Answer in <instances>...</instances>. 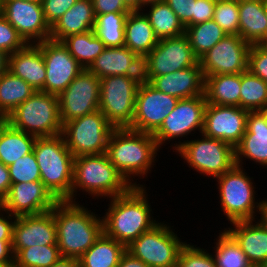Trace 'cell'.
<instances>
[{
    "label": "cell",
    "instance_id": "cell-1",
    "mask_svg": "<svg viewBox=\"0 0 267 267\" xmlns=\"http://www.w3.org/2000/svg\"><path fill=\"white\" fill-rule=\"evenodd\" d=\"M146 191L145 184L132 186L125 194L109 199L107 212L102 216L106 236L127 247L159 223L153 218Z\"/></svg>",
    "mask_w": 267,
    "mask_h": 267
},
{
    "label": "cell",
    "instance_id": "cell-2",
    "mask_svg": "<svg viewBox=\"0 0 267 267\" xmlns=\"http://www.w3.org/2000/svg\"><path fill=\"white\" fill-rule=\"evenodd\" d=\"M159 150L154 136L150 133L130 128H114L108 139L106 155L131 186H143L134 182V179L148 177Z\"/></svg>",
    "mask_w": 267,
    "mask_h": 267
},
{
    "label": "cell",
    "instance_id": "cell-3",
    "mask_svg": "<svg viewBox=\"0 0 267 267\" xmlns=\"http://www.w3.org/2000/svg\"><path fill=\"white\" fill-rule=\"evenodd\" d=\"M79 202L58 201L54 206L57 246L61 257L79 259L103 233L102 217Z\"/></svg>",
    "mask_w": 267,
    "mask_h": 267
},
{
    "label": "cell",
    "instance_id": "cell-4",
    "mask_svg": "<svg viewBox=\"0 0 267 267\" xmlns=\"http://www.w3.org/2000/svg\"><path fill=\"white\" fill-rule=\"evenodd\" d=\"M131 187L109 161L106 153L75 157L71 202H77L78 190L88 193L92 198L107 197L108 200L125 194Z\"/></svg>",
    "mask_w": 267,
    "mask_h": 267
},
{
    "label": "cell",
    "instance_id": "cell-5",
    "mask_svg": "<svg viewBox=\"0 0 267 267\" xmlns=\"http://www.w3.org/2000/svg\"><path fill=\"white\" fill-rule=\"evenodd\" d=\"M41 181L58 201L71 202L75 157L63 136L37 137L33 146Z\"/></svg>",
    "mask_w": 267,
    "mask_h": 267
},
{
    "label": "cell",
    "instance_id": "cell-6",
    "mask_svg": "<svg viewBox=\"0 0 267 267\" xmlns=\"http://www.w3.org/2000/svg\"><path fill=\"white\" fill-rule=\"evenodd\" d=\"M8 123L36 137H52L62 132L58 96L35 91L9 115Z\"/></svg>",
    "mask_w": 267,
    "mask_h": 267
},
{
    "label": "cell",
    "instance_id": "cell-7",
    "mask_svg": "<svg viewBox=\"0 0 267 267\" xmlns=\"http://www.w3.org/2000/svg\"><path fill=\"white\" fill-rule=\"evenodd\" d=\"M243 166L234 165L230 170L215 178L219 189L221 211L230 223L255 220L263 200L255 201L254 180L244 171ZM256 217V218H255Z\"/></svg>",
    "mask_w": 267,
    "mask_h": 267
},
{
    "label": "cell",
    "instance_id": "cell-8",
    "mask_svg": "<svg viewBox=\"0 0 267 267\" xmlns=\"http://www.w3.org/2000/svg\"><path fill=\"white\" fill-rule=\"evenodd\" d=\"M201 138L178 141L171 145L173 152L187 162L188 167L201 175L215 178L230 170L235 163V148L220 139L200 134ZM203 136V137H202Z\"/></svg>",
    "mask_w": 267,
    "mask_h": 267
},
{
    "label": "cell",
    "instance_id": "cell-9",
    "mask_svg": "<svg viewBox=\"0 0 267 267\" xmlns=\"http://www.w3.org/2000/svg\"><path fill=\"white\" fill-rule=\"evenodd\" d=\"M142 76H106L100 78L99 110L114 128L132 124L136 94Z\"/></svg>",
    "mask_w": 267,
    "mask_h": 267
},
{
    "label": "cell",
    "instance_id": "cell-10",
    "mask_svg": "<svg viewBox=\"0 0 267 267\" xmlns=\"http://www.w3.org/2000/svg\"><path fill=\"white\" fill-rule=\"evenodd\" d=\"M180 239L173 226L159 221L128 245L126 250L149 267H176L180 250L186 244Z\"/></svg>",
    "mask_w": 267,
    "mask_h": 267
},
{
    "label": "cell",
    "instance_id": "cell-11",
    "mask_svg": "<svg viewBox=\"0 0 267 267\" xmlns=\"http://www.w3.org/2000/svg\"><path fill=\"white\" fill-rule=\"evenodd\" d=\"M114 127L100 110L62 125L61 135L74 157L106 153Z\"/></svg>",
    "mask_w": 267,
    "mask_h": 267
},
{
    "label": "cell",
    "instance_id": "cell-12",
    "mask_svg": "<svg viewBox=\"0 0 267 267\" xmlns=\"http://www.w3.org/2000/svg\"><path fill=\"white\" fill-rule=\"evenodd\" d=\"M198 62L185 34L159 39L142 59V80L150 82L154 77L195 66Z\"/></svg>",
    "mask_w": 267,
    "mask_h": 267
},
{
    "label": "cell",
    "instance_id": "cell-13",
    "mask_svg": "<svg viewBox=\"0 0 267 267\" xmlns=\"http://www.w3.org/2000/svg\"><path fill=\"white\" fill-rule=\"evenodd\" d=\"M62 124L99 110L100 78L84 69L58 95Z\"/></svg>",
    "mask_w": 267,
    "mask_h": 267
},
{
    "label": "cell",
    "instance_id": "cell-14",
    "mask_svg": "<svg viewBox=\"0 0 267 267\" xmlns=\"http://www.w3.org/2000/svg\"><path fill=\"white\" fill-rule=\"evenodd\" d=\"M207 106L205 95L179 99L174 110L164 119L161 126L152 134L158 147L166 141L180 140L196 130L202 133L204 114Z\"/></svg>",
    "mask_w": 267,
    "mask_h": 267
},
{
    "label": "cell",
    "instance_id": "cell-15",
    "mask_svg": "<svg viewBox=\"0 0 267 267\" xmlns=\"http://www.w3.org/2000/svg\"><path fill=\"white\" fill-rule=\"evenodd\" d=\"M178 101V98L162 93L142 80L137 90L135 112L129 128L153 134L174 110Z\"/></svg>",
    "mask_w": 267,
    "mask_h": 267
},
{
    "label": "cell",
    "instance_id": "cell-16",
    "mask_svg": "<svg viewBox=\"0 0 267 267\" xmlns=\"http://www.w3.org/2000/svg\"><path fill=\"white\" fill-rule=\"evenodd\" d=\"M46 67L42 92L59 95L84 70L62 41L47 39L37 43Z\"/></svg>",
    "mask_w": 267,
    "mask_h": 267
},
{
    "label": "cell",
    "instance_id": "cell-17",
    "mask_svg": "<svg viewBox=\"0 0 267 267\" xmlns=\"http://www.w3.org/2000/svg\"><path fill=\"white\" fill-rule=\"evenodd\" d=\"M250 44L239 35H227L199 58L205 76L237 74L248 70Z\"/></svg>",
    "mask_w": 267,
    "mask_h": 267
},
{
    "label": "cell",
    "instance_id": "cell-18",
    "mask_svg": "<svg viewBox=\"0 0 267 267\" xmlns=\"http://www.w3.org/2000/svg\"><path fill=\"white\" fill-rule=\"evenodd\" d=\"M2 16L18 31L27 44L50 39L41 3L21 0H2Z\"/></svg>",
    "mask_w": 267,
    "mask_h": 267
},
{
    "label": "cell",
    "instance_id": "cell-19",
    "mask_svg": "<svg viewBox=\"0 0 267 267\" xmlns=\"http://www.w3.org/2000/svg\"><path fill=\"white\" fill-rule=\"evenodd\" d=\"M248 112L238 106L207 103L202 135L220 139L235 148L246 132Z\"/></svg>",
    "mask_w": 267,
    "mask_h": 267
},
{
    "label": "cell",
    "instance_id": "cell-20",
    "mask_svg": "<svg viewBox=\"0 0 267 267\" xmlns=\"http://www.w3.org/2000/svg\"><path fill=\"white\" fill-rule=\"evenodd\" d=\"M57 202L42 181H31L12 183L0 207L17 217L50 211Z\"/></svg>",
    "mask_w": 267,
    "mask_h": 267
},
{
    "label": "cell",
    "instance_id": "cell-21",
    "mask_svg": "<svg viewBox=\"0 0 267 267\" xmlns=\"http://www.w3.org/2000/svg\"><path fill=\"white\" fill-rule=\"evenodd\" d=\"M36 245H57L54 208L40 214L17 216L13 227L12 249L20 250Z\"/></svg>",
    "mask_w": 267,
    "mask_h": 267
},
{
    "label": "cell",
    "instance_id": "cell-22",
    "mask_svg": "<svg viewBox=\"0 0 267 267\" xmlns=\"http://www.w3.org/2000/svg\"><path fill=\"white\" fill-rule=\"evenodd\" d=\"M246 158L267 168V123L259 111L248 112L246 132L235 147L236 165L242 167Z\"/></svg>",
    "mask_w": 267,
    "mask_h": 267
},
{
    "label": "cell",
    "instance_id": "cell-23",
    "mask_svg": "<svg viewBox=\"0 0 267 267\" xmlns=\"http://www.w3.org/2000/svg\"><path fill=\"white\" fill-rule=\"evenodd\" d=\"M88 70L98 78L106 76H142V59L126 46L106 47Z\"/></svg>",
    "mask_w": 267,
    "mask_h": 267
},
{
    "label": "cell",
    "instance_id": "cell-24",
    "mask_svg": "<svg viewBox=\"0 0 267 267\" xmlns=\"http://www.w3.org/2000/svg\"><path fill=\"white\" fill-rule=\"evenodd\" d=\"M149 83L162 93L187 99L204 95L205 77L198 62L195 66L154 77Z\"/></svg>",
    "mask_w": 267,
    "mask_h": 267
},
{
    "label": "cell",
    "instance_id": "cell-25",
    "mask_svg": "<svg viewBox=\"0 0 267 267\" xmlns=\"http://www.w3.org/2000/svg\"><path fill=\"white\" fill-rule=\"evenodd\" d=\"M256 223V224H255ZM224 228L238 243L254 267L267 264V229L256 220L237 221Z\"/></svg>",
    "mask_w": 267,
    "mask_h": 267
},
{
    "label": "cell",
    "instance_id": "cell-26",
    "mask_svg": "<svg viewBox=\"0 0 267 267\" xmlns=\"http://www.w3.org/2000/svg\"><path fill=\"white\" fill-rule=\"evenodd\" d=\"M6 69L27 82L35 91L44 88L46 67L42 51L37 44H27L24 48L9 54Z\"/></svg>",
    "mask_w": 267,
    "mask_h": 267
},
{
    "label": "cell",
    "instance_id": "cell-27",
    "mask_svg": "<svg viewBox=\"0 0 267 267\" xmlns=\"http://www.w3.org/2000/svg\"><path fill=\"white\" fill-rule=\"evenodd\" d=\"M239 36L247 43L267 45L266 0H238Z\"/></svg>",
    "mask_w": 267,
    "mask_h": 267
},
{
    "label": "cell",
    "instance_id": "cell-28",
    "mask_svg": "<svg viewBox=\"0 0 267 267\" xmlns=\"http://www.w3.org/2000/svg\"><path fill=\"white\" fill-rule=\"evenodd\" d=\"M95 18L92 0H77L51 27L50 39L62 41L69 35L93 30Z\"/></svg>",
    "mask_w": 267,
    "mask_h": 267
},
{
    "label": "cell",
    "instance_id": "cell-29",
    "mask_svg": "<svg viewBox=\"0 0 267 267\" xmlns=\"http://www.w3.org/2000/svg\"><path fill=\"white\" fill-rule=\"evenodd\" d=\"M148 18L142 11H130L125 23V44L143 59L158 43Z\"/></svg>",
    "mask_w": 267,
    "mask_h": 267
},
{
    "label": "cell",
    "instance_id": "cell-30",
    "mask_svg": "<svg viewBox=\"0 0 267 267\" xmlns=\"http://www.w3.org/2000/svg\"><path fill=\"white\" fill-rule=\"evenodd\" d=\"M241 73L205 76L206 102L240 107Z\"/></svg>",
    "mask_w": 267,
    "mask_h": 267
},
{
    "label": "cell",
    "instance_id": "cell-31",
    "mask_svg": "<svg viewBox=\"0 0 267 267\" xmlns=\"http://www.w3.org/2000/svg\"><path fill=\"white\" fill-rule=\"evenodd\" d=\"M126 247L104 233L78 259L79 267H117Z\"/></svg>",
    "mask_w": 267,
    "mask_h": 267
},
{
    "label": "cell",
    "instance_id": "cell-32",
    "mask_svg": "<svg viewBox=\"0 0 267 267\" xmlns=\"http://www.w3.org/2000/svg\"><path fill=\"white\" fill-rule=\"evenodd\" d=\"M141 11L148 18L158 39L178 37L185 34V27L164 1L147 5Z\"/></svg>",
    "mask_w": 267,
    "mask_h": 267
},
{
    "label": "cell",
    "instance_id": "cell-33",
    "mask_svg": "<svg viewBox=\"0 0 267 267\" xmlns=\"http://www.w3.org/2000/svg\"><path fill=\"white\" fill-rule=\"evenodd\" d=\"M36 136L12 127L9 123L0 134V161L7 167L33 151Z\"/></svg>",
    "mask_w": 267,
    "mask_h": 267
},
{
    "label": "cell",
    "instance_id": "cell-34",
    "mask_svg": "<svg viewBox=\"0 0 267 267\" xmlns=\"http://www.w3.org/2000/svg\"><path fill=\"white\" fill-rule=\"evenodd\" d=\"M34 92L27 82L5 69L0 73V113L8 116Z\"/></svg>",
    "mask_w": 267,
    "mask_h": 267
},
{
    "label": "cell",
    "instance_id": "cell-35",
    "mask_svg": "<svg viewBox=\"0 0 267 267\" xmlns=\"http://www.w3.org/2000/svg\"><path fill=\"white\" fill-rule=\"evenodd\" d=\"M62 43L83 69H88L106 48L94 30L69 35L62 40Z\"/></svg>",
    "mask_w": 267,
    "mask_h": 267
},
{
    "label": "cell",
    "instance_id": "cell-36",
    "mask_svg": "<svg viewBox=\"0 0 267 267\" xmlns=\"http://www.w3.org/2000/svg\"><path fill=\"white\" fill-rule=\"evenodd\" d=\"M185 35L198 59L227 36L213 19L185 27Z\"/></svg>",
    "mask_w": 267,
    "mask_h": 267
},
{
    "label": "cell",
    "instance_id": "cell-37",
    "mask_svg": "<svg viewBox=\"0 0 267 267\" xmlns=\"http://www.w3.org/2000/svg\"><path fill=\"white\" fill-rule=\"evenodd\" d=\"M129 13L95 15L94 33L106 47H122L125 44V23Z\"/></svg>",
    "mask_w": 267,
    "mask_h": 267
},
{
    "label": "cell",
    "instance_id": "cell-38",
    "mask_svg": "<svg viewBox=\"0 0 267 267\" xmlns=\"http://www.w3.org/2000/svg\"><path fill=\"white\" fill-rule=\"evenodd\" d=\"M218 234L216 246L212 247L215 249L212 255L217 267H254L238 243L226 230H220Z\"/></svg>",
    "mask_w": 267,
    "mask_h": 267
},
{
    "label": "cell",
    "instance_id": "cell-39",
    "mask_svg": "<svg viewBox=\"0 0 267 267\" xmlns=\"http://www.w3.org/2000/svg\"><path fill=\"white\" fill-rule=\"evenodd\" d=\"M267 104V82L249 70L241 73L240 107L247 111H259Z\"/></svg>",
    "mask_w": 267,
    "mask_h": 267
},
{
    "label": "cell",
    "instance_id": "cell-40",
    "mask_svg": "<svg viewBox=\"0 0 267 267\" xmlns=\"http://www.w3.org/2000/svg\"><path fill=\"white\" fill-rule=\"evenodd\" d=\"M61 258L57 245H36L14 255L16 267H50Z\"/></svg>",
    "mask_w": 267,
    "mask_h": 267
},
{
    "label": "cell",
    "instance_id": "cell-41",
    "mask_svg": "<svg viewBox=\"0 0 267 267\" xmlns=\"http://www.w3.org/2000/svg\"><path fill=\"white\" fill-rule=\"evenodd\" d=\"M213 20L226 35H239L238 0H216Z\"/></svg>",
    "mask_w": 267,
    "mask_h": 267
},
{
    "label": "cell",
    "instance_id": "cell-42",
    "mask_svg": "<svg viewBox=\"0 0 267 267\" xmlns=\"http://www.w3.org/2000/svg\"><path fill=\"white\" fill-rule=\"evenodd\" d=\"M11 183L41 181L39 166L34 152L18 158L8 166Z\"/></svg>",
    "mask_w": 267,
    "mask_h": 267
},
{
    "label": "cell",
    "instance_id": "cell-43",
    "mask_svg": "<svg viewBox=\"0 0 267 267\" xmlns=\"http://www.w3.org/2000/svg\"><path fill=\"white\" fill-rule=\"evenodd\" d=\"M187 243L181 248L176 267H217L212 253Z\"/></svg>",
    "mask_w": 267,
    "mask_h": 267
},
{
    "label": "cell",
    "instance_id": "cell-44",
    "mask_svg": "<svg viewBox=\"0 0 267 267\" xmlns=\"http://www.w3.org/2000/svg\"><path fill=\"white\" fill-rule=\"evenodd\" d=\"M27 43L18 31L1 15L0 16V52L8 56L24 48Z\"/></svg>",
    "mask_w": 267,
    "mask_h": 267
},
{
    "label": "cell",
    "instance_id": "cell-45",
    "mask_svg": "<svg viewBox=\"0 0 267 267\" xmlns=\"http://www.w3.org/2000/svg\"><path fill=\"white\" fill-rule=\"evenodd\" d=\"M248 70L267 82V45L252 44L248 52Z\"/></svg>",
    "mask_w": 267,
    "mask_h": 267
},
{
    "label": "cell",
    "instance_id": "cell-46",
    "mask_svg": "<svg viewBox=\"0 0 267 267\" xmlns=\"http://www.w3.org/2000/svg\"><path fill=\"white\" fill-rule=\"evenodd\" d=\"M77 0H42L41 5L44 17L52 27L75 3Z\"/></svg>",
    "mask_w": 267,
    "mask_h": 267
},
{
    "label": "cell",
    "instance_id": "cell-47",
    "mask_svg": "<svg viewBox=\"0 0 267 267\" xmlns=\"http://www.w3.org/2000/svg\"><path fill=\"white\" fill-rule=\"evenodd\" d=\"M194 0H164L177 15L184 27L193 26Z\"/></svg>",
    "mask_w": 267,
    "mask_h": 267
},
{
    "label": "cell",
    "instance_id": "cell-48",
    "mask_svg": "<svg viewBox=\"0 0 267 267\" xmlns=\"http://www.w3.org/2000/svg\"><path fill=\"white\" fill-rule=\"evenodd\" d=\"M216 0L193 1V25L213 19Z\"/></svg>",
    "mask_w": 267,
    "mask_h": 267
},
{
    "label": "cell",
    "instance_id": "cell-49",
    "mask_svg": "<svg viewBox=\"0 0 267 267\" xmlns=\"http://www.w3.org/2000/svg\"><path fill=\"white\" fill-rule=\"evenodd\" d=\"M95 15L107 13H129L123 0H92Z\"/></svg>",
    "mask_w": 267,
    "mask_h": 267
},
{
    "label": "cell",
    "instance_id": "cell-50",
    "mask_svg": "<svg viewBox=\"0 0 267 267\" xmlns=\"http://www.w3.org/2000/svg\"><path fill=\"white\" fill-rule=\"evenodd\" d=\"M2 213L4 215L6 213V216ZM15 219L16 216L4 211L0 207V240H12Z\"/></svg>",
    "mask_w": 267,
    "mask_h": 267
},
{
    "label": "cell",
    "instance_id": "cell-51",
    "mask_svg": "<svg viewBox=\"0 0 267 267\" xmlns=\"http://www.w3.org/2000/svg\"><path fill=\"white\" fill-rule=\"evenodd\" d=\"M11 184L8 167L0 161V203L6 197Z\"/></svg>",
    "mask_w": 267,
    "mask_h": 267
},
{
    "label": "cell",
    "instance_id": "cell-52",
    "mask_svg": "<svg viewBox=\"0 0 267 267\" xmlns=\"http://www.w3.org/2000/svg\"><path fill=\"white\" fill-rule=\"evenodd\" d=\"M14 263L12 240H0V264Z\"/></svg>",
    "mask_w": 267,
    "mask_h": 267
},
{
    "label": "cell",
    "instance_id": "cell-53",
    "mask_svg": "<svg viewBox=\"0 0 267 267\" xmlns=\"http://www.w3.org/2000/svg\"><path fill=\"white\" fill-rule=\"evenodd\" d=\"M117 267H149L127 250L122 254Z\"/></svg>",
    "mask_w": 267,
    "mask_h": 267
},
{
    "label": "cell",
    "instance_id": "cell-54",
    "mask_svg": "<svg viewBox=\"0 0 267 267\" xmlns=\"http://www.w3.org/2000/svg\"><path fill=\"white\" fill-rule=\"evenodd\" d=\"M50 267H79V260L77 258L61 257Z\"/></svg>",
    "mask_w": 267,
    "mask_h": 267
},
{
    "label": "cell",
    "instance_id": "cell-55",
    "mask_svg": "<svg viewBox=\"0 0 267 267\" xmlns=\"http://www.w3.org/2000/svg\"><path fill=\"white\" fill-rule=\"evenodd\" d=\"M260 219H256L259 221L266 229H267V199L263 200L261 208L259 210Z\"/></svg>",
    "mask_w": 267,
    "mask_h": 267
},
{
    "label": "cell",
    "instance_id": "cell-56",
    "mask_svg": "<svg viewBox=\"0 0 267 267\" xmlns=\"http://www.w3.org/2000/svg\"><path fill=\"white\" fill-rule=\"evenodd\" d=\"M130 11H141V0H123Z\"/></svg>",
    "mask_w": 267,
    "mask_h": 267
},
{
    "label": "cell",
    "instance_id": "cell-57",
    "mask_svg": "<svg viewBox=\"0 0 267 267\" xmlns=\"http://www.w3.org/2000/svg\"><path fill=\"white\" fill-rule=\"evenodd\" d=\"M7 56L0 52V73L6 69Z\"/></svg>",
    "mask_w": 267,
    "mask_h": 267
},
{
    "label": "cell",
    "instance_id": "cell-58",
    "mask_svg": "<svg viewBox=\"0 0 267 267\" xmlns=\"http://www.w3.org/2000/svg\"><path fill=\"white\" fill-rule=\"evenodd\" d=\"M7 124H8V116L0 113V134Z\"/></svg>",
    "mask_w": 267,
    "mask_h": 267
},
{
    "label": "cell",
    "instance_id": "cell-59",
    "mask_svg": "<svg viewBox=\"0 0 267 267\" xmlns=\"http://www.w3.org/2000/svg\"><path fill=\"white\" fill-rule=\"evenodd\" d=\"M164 0H141V10L143 9V7L150 5V4H154L157 2H162Z\"/></svg>",
    "mask_w": 267,
    "mask_h": 267
},
{
    "label": "cell",
    "instance_id": "cell-60",
    "mask_svg": "<svg viewBox=\"0 0 267 267\" xmlns=\"http://www.w3.org/2000/svg\"><path fill=\"white\" fill-rule=\"evenodd\" d=\"M259 112L261 113V115L263 116L265 122L267 123V104L262 107Z\"/></svg>",
    "mask_w": 267,
    "mask_h": 267
},
{
    "label": "cell",
    "instance_id": "cell-61",
    "mask_svg": "<svg viewBox=\"0 0 267 267\" xmlns=\"http://www.w3.org/2000/svg\"><path fill=\"white\" fill-rule=\"evenodd\" d=\"M0 267H16L15 263H1Z\"/></svg>",
    "mask_w": 267,
    "mask_h": 267
},
{
    "label": "cell",
    "instance_id": "cell-62",
    "mask_svg": "<svg viewBox=\"0 0 267 267\" xmlns=\"http://www.w3.org/2000/svg\"><path fill=\"white\" fill-rule=\"evenodd\" d=\"M21 1H25V2H38L41 3L42 0H21Z\"/></svg>",
    "mask_w": 267,
    "mask_h": 267
},
{
    "label": "cell",
    "instance_id": "cell-63",
    "mask_svg": "<svg viewBox=\"0 0 267 267\" xmlns=\"http://www.w3.org/2000/svg\"><path fill=\"white\" fill-rule=\"evenodd\" d=\"M2 15V0H0V16Z\"/></svg>",
    "mask_w": 267,
    "mask_h": 267
},
{
    "label": "cell",
    "instance_id": "cell-64",
    "mask_svg": "<svg viewBox=\"0 0 267 267\" xmlns=\"http://www.w3.org/2000/svg\"><path fill=\"white\" fill-rule=\"evenodd\" d=\"M265 12H266V15H267V0H266Z\"/></svg>",
    "mask_w": 267,
    "mask_h": 267
}]
</instances>
